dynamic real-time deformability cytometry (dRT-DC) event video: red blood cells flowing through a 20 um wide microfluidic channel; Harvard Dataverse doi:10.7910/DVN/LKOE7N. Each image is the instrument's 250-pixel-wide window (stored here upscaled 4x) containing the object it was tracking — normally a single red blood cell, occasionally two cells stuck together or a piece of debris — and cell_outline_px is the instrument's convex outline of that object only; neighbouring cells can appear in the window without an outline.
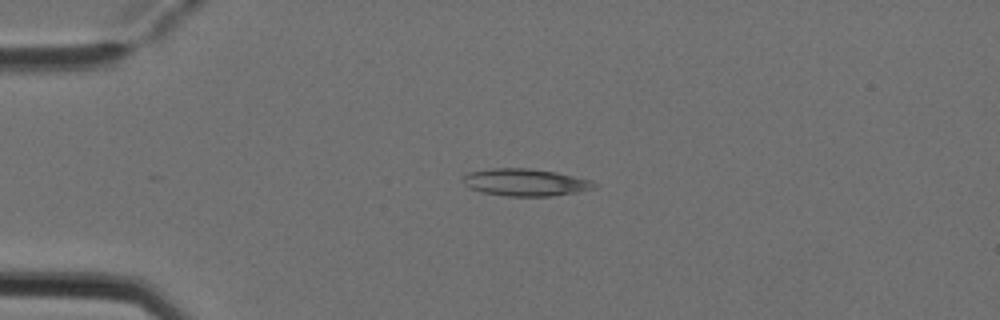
{"species": "Egyptian fruit bat (a non-hibernating species)", "species_latin": "Rousettus aegyptiacus", "temperature_condition": "cold", "stored_images_in_passage": 5, "camera_frame_rate_fps": 3000, "um_per_image_px": 0.085, "animal": {"sex": "female"}, "frame": {"image": 1, "passage_image": 1, "time_ms": 0.0, "image_size_px": [1000, 320], "cell_outline_px": [[600, 184], [592, 188], [576, 192], [552, 196], [508, 196], [480, 192], [468, 188], [464, 184], [464, 176], [468, 172], [492, 168], [528, 168], [556, 172], [592, 180]], "centroid_in_image_um": [44.65, 15.5], "position_along_channel_um": 40.4, "area_um2": 20.87}}
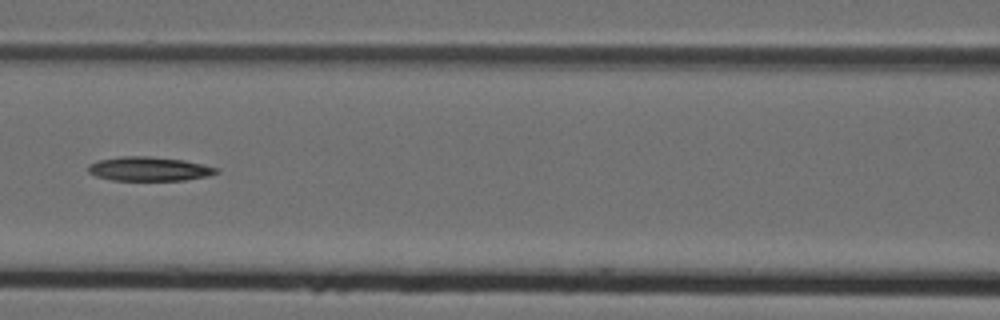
{"frame": {"image": 2, "passage_image": 4, "time_ms": 1.0, "image_size_px": [1000, 320], "cell_outline_px": [[220, 172], [208, 176], [184, 180], [112, 180], [96, 176], [88, 172], [88, 164], [100, 160], [120, 156], [148, 156], [184, 160], [204, 164], [216, 168]], "centroid_in_image_um": [12.67, 14.35], "position_along_channel_um": 153.9, "area_um2": 17.98}}
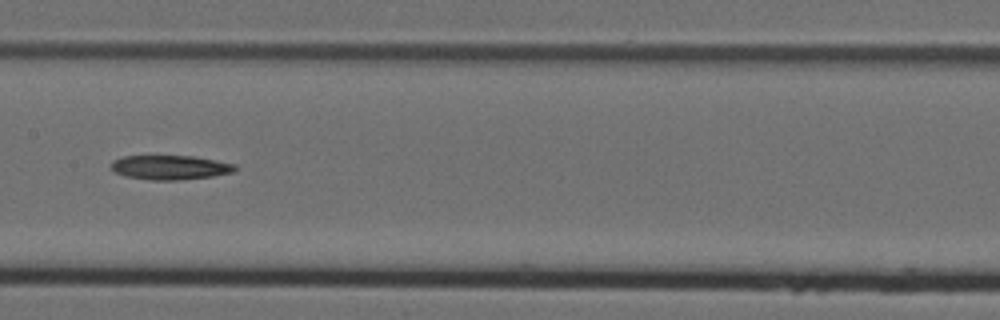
{"frame": {"image": 3, "passage_image": 5, "time_ms": 1.333, "image_size_px": [1000, 320], "cell_outline_px": [[236, 168], [232, 172], [212, 176], [180, 180], [148, 180], [124, 176], [108, 168], [112, 160], [124, 156], [192, 156], [236, 164]], "centroid_in_image_um": [14.39, 14.23], "position_along_channel_um": 193.0, "area_um2": 17.63}}